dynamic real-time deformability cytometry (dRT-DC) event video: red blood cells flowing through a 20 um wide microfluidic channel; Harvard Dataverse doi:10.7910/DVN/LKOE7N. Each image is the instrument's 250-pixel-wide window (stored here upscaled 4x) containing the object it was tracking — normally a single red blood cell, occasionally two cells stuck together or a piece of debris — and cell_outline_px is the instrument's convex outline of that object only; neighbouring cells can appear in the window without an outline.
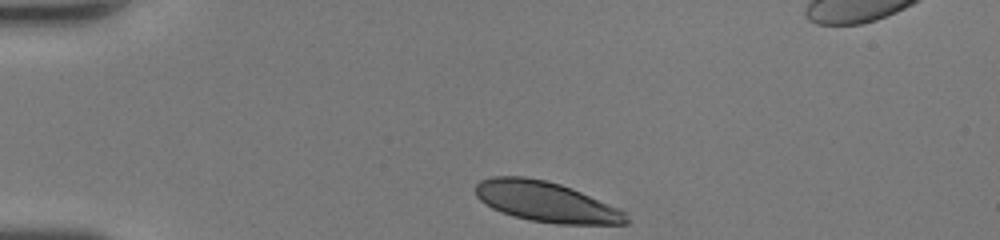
{"species": "human", "species_latin": "Homo sapiens", "temperature_condition": "room temperature", "stored_images_in_passage": 30, "camera_frame_rate_fps": 3000, "um_per_image_px": 0.085, "donor": {"sex": "female"}, "frame": {"image": 1, "passage_image": 1, "time_ms": 0.0, "image_size_px": [1000, 240], "cell_outline_px": [[632, 220], [628, 224], [556, 224], [528, 220], [512, 216], [500, 212], [484, 204], [476, 196], [476, 184], [480, 180], [492, 176], [524, 176], [544, 180], [560, 184], [572, 188], [620, 208]], "centroid_in_image_um": [46.43, 17.16], "position_along_channel_um": 38.6, "area_um2": 35.72}}
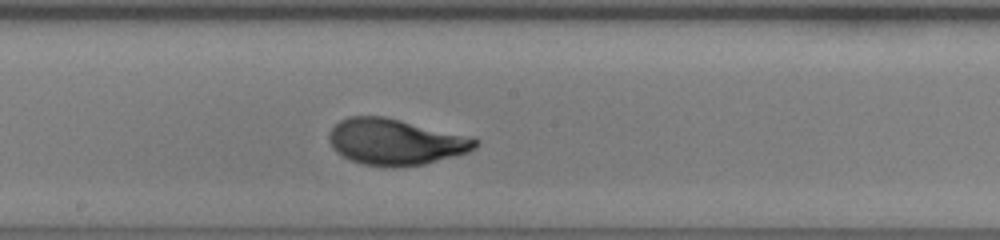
{"frame": {"image": 2, "passage_image": 17, "time_ms": 5.333, "image_size_px": [1000, 240], "cell_outline_px": [[480, 144], [476, 148], [468, 152], [424, 164], [396, 168], [392, 168], [364, 164], [352, 160], [336, 152], [332, 148], [328, 140], [328, 132], [340, 120], [348, 116], [384, 116], [472, 136], [480, 140]], "centroid_in_image_um": [33.63, 12.05], "position_along_channel_um": 214.6, "area_um2": 39.71}}
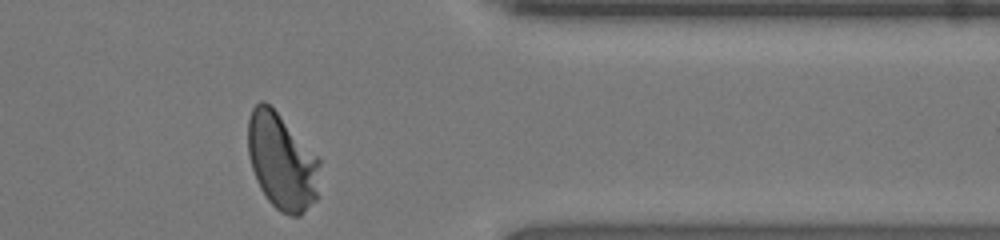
{"frame": {"image": 3, "passage_image": 30, "time_ms": 9.667, "image_size_px": [1000, 240], "cell_outline_px": [[320, 164], [316, 200], [300, 216], [288, 216], [280, 212], [268, 200], [260, 188], [256, 180], [248, 156], [248, 120], [252, 108], [260, 100], [264, 100], [276, 112], [320, 160]], "centroid_in_image_um": [23.93, 13.77], "position_along_channel_um": 387.5, "area_um2": 39.88}, "authors_computed_cell_mechanics": {"area_um2": 38.2636, "velocity_mm_per_s": 4.2442, "shape_relaxation_time_tau1_ms": 3.2014, "shape_relaxation_time_tau2_ms": null, "deformation_change_tau1": 0.1649, "deformation_change_tau2": null}}